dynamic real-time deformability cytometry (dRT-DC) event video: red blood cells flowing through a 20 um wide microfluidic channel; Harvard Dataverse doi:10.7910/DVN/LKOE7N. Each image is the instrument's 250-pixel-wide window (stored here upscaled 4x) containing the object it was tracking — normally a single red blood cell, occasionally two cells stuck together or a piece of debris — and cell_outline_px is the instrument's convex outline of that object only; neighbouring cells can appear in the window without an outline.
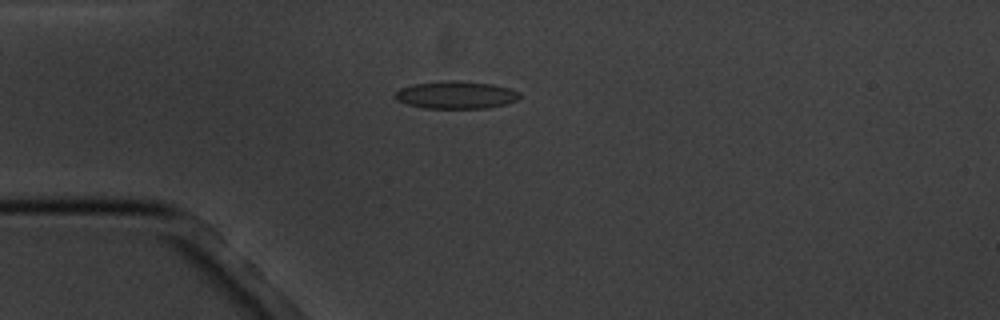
{"species": "common noctule bat (a hibernating species)", "species_latin": "Nyctalus noctula", "temperature_condition": "cold", "stored_images_in_passage": 11, "camera_frame_rate_fps": 3000, "um_per_image_px": 0.085, "animal": {"sex": "male", "body_mass_g": 20.1, "forearm_length_mm": 53.5}, "frame": {"image": 1, "passage_image": 5, "time_ms": 4.667, "image_size_px": [1000, 320], "cell_outline_px": [[520, 96], [516, 100], [504, 104], [488, 108], [424, 108], [408, 104], [396, 100], [396, 92], [400, 88], [412, 84], [444, 80], [460, 80], [492, 84], [508, 88], [520, 92]], "centroid_in_image_um": [38.75, 8.06], "position_along_channel_um": 46.3, "area_um2": 20.0}}
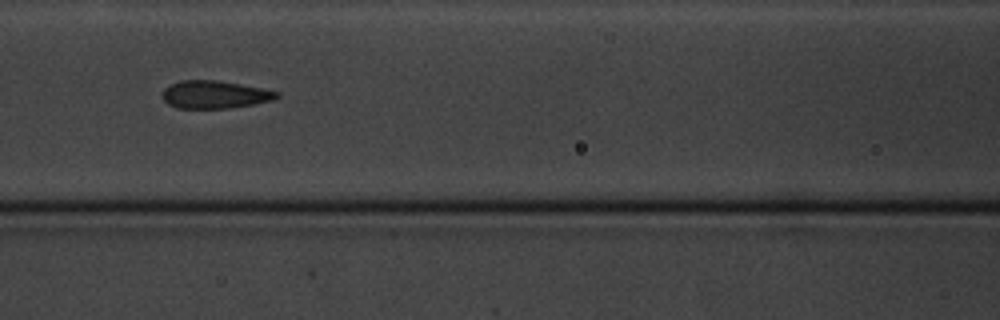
{"frame": {"image": 2, "passage_image": 8, "time_ms": 8.0, "image_size_px": [1000, 320], "cell_outline_px": [[280, 96], [272, 100], [252, 104], [228, 108], [176, 108], [168, 104], [160, 96], [164, 88], [180, 80], [216, 80], [240, 84], [280, 92]], "centroid_in_image_um": [18.21, 8.03], "position_along_channel_um": 148.4, "area_um2": 18.44}}
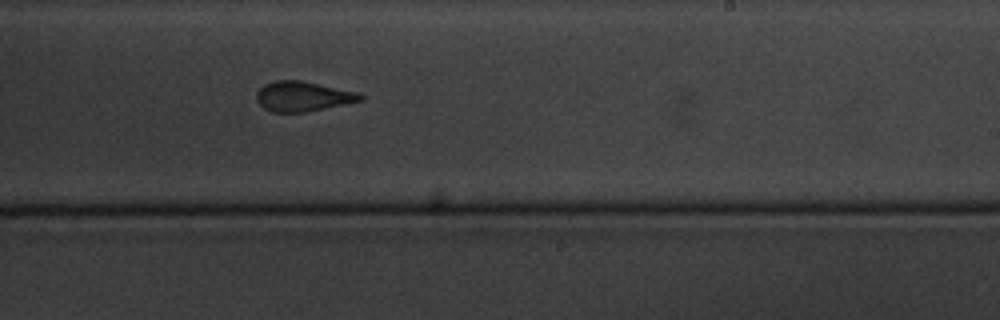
{"frame": {"image": 3, "passage_image": 11, "time_ms": 11.333, "image_size_px": [1000, 320], "cell_outline_px": [[364, 100], [304, 112], [272, 112], [264, 108], [256, 100], [256, 92], [264, 84], [276, 80], [300, 80], [360, 92], [364, 96]], "centroid_in_image_um": [25.75, 8.18], "position_along_channel_um": 263.3, "area_um2": 18.15}}